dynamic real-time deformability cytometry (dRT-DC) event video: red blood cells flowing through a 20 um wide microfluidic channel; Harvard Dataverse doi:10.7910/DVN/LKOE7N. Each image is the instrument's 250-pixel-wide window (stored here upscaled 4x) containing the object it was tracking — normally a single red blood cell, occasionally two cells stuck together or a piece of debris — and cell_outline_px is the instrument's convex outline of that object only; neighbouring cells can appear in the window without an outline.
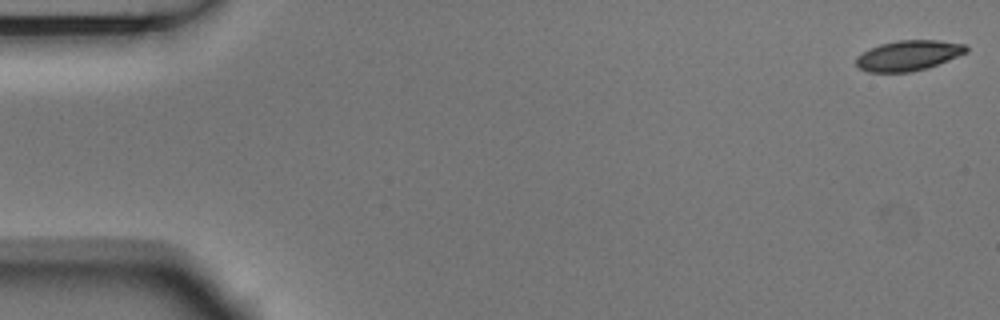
{"species": "Egyptian fruit bat (a non-hibernating species)", "species_latin": "Rousettus aegyptiacus", "temperature_condition": "room temperature", "stored_images_in_passage": 55, "camera_frame_rate_fps": 3000, "um_per_image_px": 0.085, "animal": {"sex": "male"}, "frame": {"image": 1, "passage_image": 1, "time_ms": 0.0, "image_size_px": [1000, 320], "cell_outline_px": [[968, 52], [928, 68], [908, 72], [868, 72], [860, 68], [856, 64], [856, 56], [880, 44], [896, 40], [936, 40], [964, 44], [968, 48]], "centroid_in_image_um": [77.22, 4.72], "position_along_channel_um": 7.8, "area_um2": 19.31}}
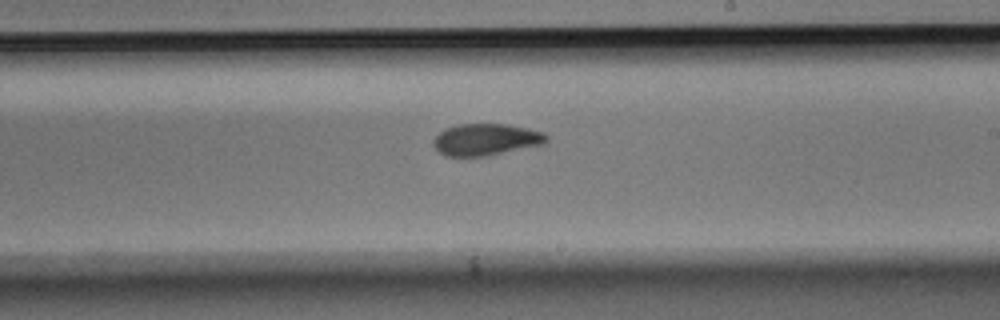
{"frame": {"image": 2, "passage_image": 32, "time_ms": 10.333, "image_size_px": [1000, 320], "cell_outline_px": [[548, 140], [544, 144], [484, 156], [444, 156], [432, 144], [432, 140], [440, 132], [448, 128], [460, 124], [508, 124], [528, 128], [544, 132], [548, 136]], "centroid_in_image_um": [41.32, 11.86], "position_along_channel_um": 247.7, "area_um2": 20.81}}
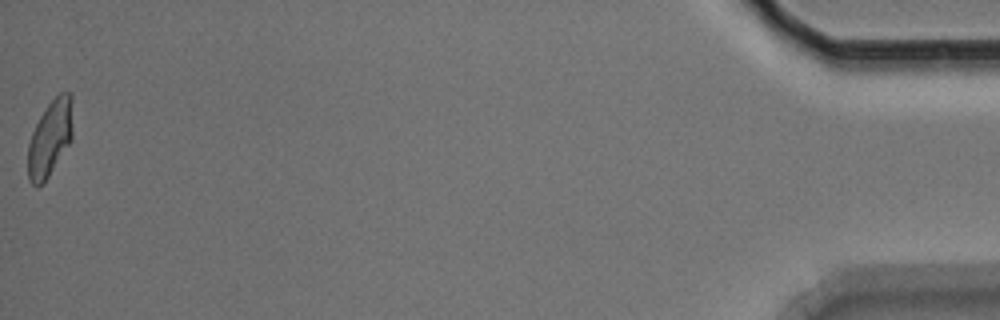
{"frame": {"image": 3, "passage_image": 55, "time_ms": 18.0, "image_size_px": [1000, 320], "cell_outline_px": [[72, 140], [44, 184], [36, 188], [28, 180], [28, 144], [32, 132], [40, 116], [48, 104], [60, 92], [72, 92]], "centroid_in_image_um": [4.26, 11.78], "position_along_channel_um": 430.9, "area_um2": 20.17}, "authors_computed_cell_mechanics": {"area_um2": 20.4612, "velocity_mm_per_s": 3.6614, "shape_relaxation_time_tau1_ms": 5.4308, "shape_relaxation_time_tau2_ms": 3.0407, "deformation_change_tau1": 0.1615, "deformation_change_tau2": 0.082}}